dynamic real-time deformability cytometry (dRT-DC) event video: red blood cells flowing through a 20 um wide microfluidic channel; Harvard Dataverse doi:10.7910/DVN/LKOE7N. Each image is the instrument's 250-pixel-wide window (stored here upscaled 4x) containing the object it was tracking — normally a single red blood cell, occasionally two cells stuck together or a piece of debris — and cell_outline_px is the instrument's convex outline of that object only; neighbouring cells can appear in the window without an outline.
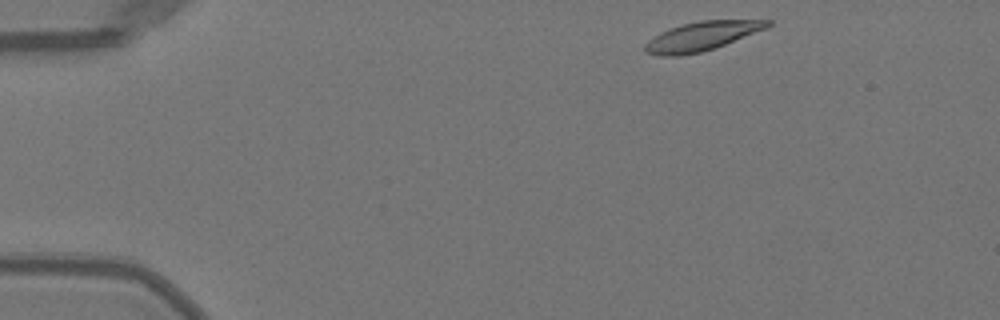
{"species": "Egyptian fruit bat (a non-hibernating species)", "species_latin": "Rousettus aegyptiacus", "temperature_condition": "warm", "stored_images_in_passage": 45, "camera_frame_rate_fps": 3000, "um_per_image_px": 0.085, "animal": {"sex": "female"}, "frame": {"image": 1, "passage_image": 1, "time_ms": 0.0, "image_size_px": [1000, 320], "cell_outline_px": [[772, 24], [768, 28], [716, 48], [700, 52], [676, 56], [660, 56], [644, 52], [644, 44], [648, 40], [660, 32], [684, 24], [700, 20], [772, 20]], "centroid_in_image_um": [59.67, 3.08], "position_along_channel_um": 25.3, "area_um2": 20.75}}
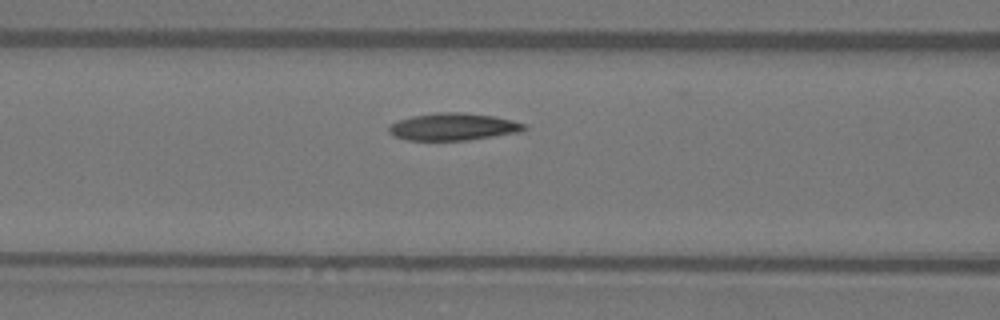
{"frame": {"image": 2, "passage_image": 15, "time_ms": 4.667, "image_size_px": [1000, 320], "cell_outline_px": [[528, 128], [520, 132], [464, 140], [408, 140], [396, 136], [388, 132], [388, 124], [412, 116], [436, 112], [464, 112], [496, 116], [512, 120], [524, 124]], "centroid_in_image_um": [38.52, 10.76], "position_along_channel_um": 128.1, "area_um2": 21.44}}
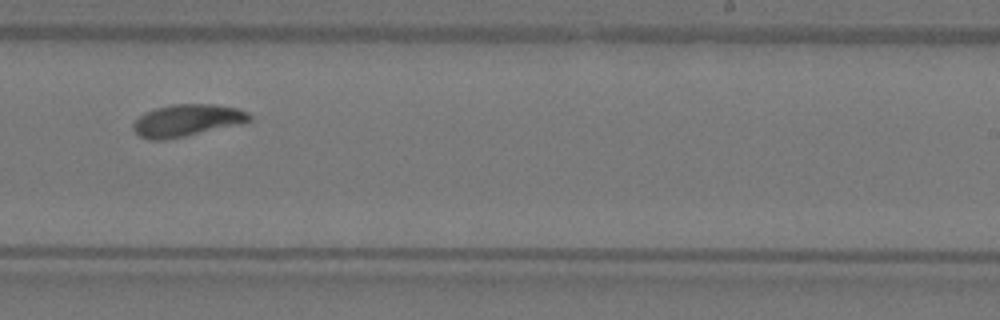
{"frame": {"image": 3, "passage_image": 26, "time_ms": 8.333, "image_size_px": [1000, 320], "cell_outline_px": [[252, 120], [244, 124], [164, 140], [152, 140], [140, 136], [132, 128], [132, 124], [144, 112], [156, 108], [172, 104], [212, 104], [236, 108], [248, 112], [252, 116]], "centroid_in_image_um": [15.93, 10.23], "position_along_channel_um": 273.1, "area_um2": 21.79}, "authors_computed_cell_mechanics": {"area_um2": 21.2126, "velocity_mm_per_s": 3.9689, "shape_relaxation_time_tau1_ms": 3.3662, "shape_relaxation_time_tau2_ms": 2.1936, "deformation_change_tau1": 0.1382, "deformation_change_tau2": 0.0745}}